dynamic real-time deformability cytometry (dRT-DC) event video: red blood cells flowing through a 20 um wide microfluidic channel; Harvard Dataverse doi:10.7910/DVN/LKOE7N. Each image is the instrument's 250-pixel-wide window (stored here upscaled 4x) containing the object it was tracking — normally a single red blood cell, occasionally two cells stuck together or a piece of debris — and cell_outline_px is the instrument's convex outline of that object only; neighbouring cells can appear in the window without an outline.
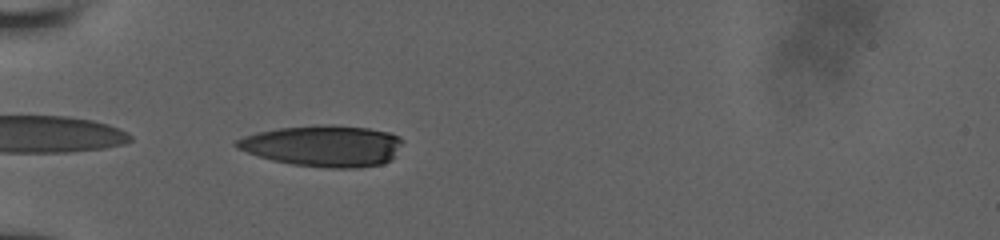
{"species": "human", "species_latin": "Homo sapiens", "temperature_condition": "room temperature", "stored_images_in_passage": 28, "camera_frame_rate_fps": 3000, "um_per_image_px": 0.085, "donor": {"sex": "male"}, "frame": {"image": 1, "passage_image": 2, "time_ms": 0.333, "image_size_px": [1000, 240], "cell_outline_px": [[404, 140], [392, 160], [380, 164], [356, 168], [328, 168], [292, 164], [272, 160], [236, 148], [232, 144], [236, 140], [244, 136], [256, 132], [276, 128], [316, 124], [332, 124], [368, 128], [388, 132], [400, 136]], "centroid_in_image_um": [27.47, 12.38], "position_along_channel_um": 57.5, "area_um2": 40.29}}
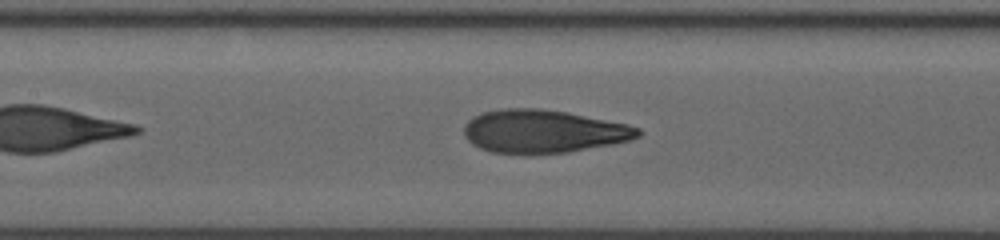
{"frame": {"image": 2, "passage_image": 12, "time_ms": 3.333, "image_size_px": [1000, 240], "cell_outline_px": [[644, 132], [640, 136], [632, 140], [612, 144], [568, 152], [532, 156], [524, 156], [492, 152], [480, 148], [472, 144], [464, 136], [464, 124], [472, 116], [480, 112], [500, 108], [540, 108], [568, 112], [628, 124], [640, 128]], "centroid_in_image_um": [46.16, 11.18], "position_along_channel_um": 161.2, "area_um2": 44.91}}
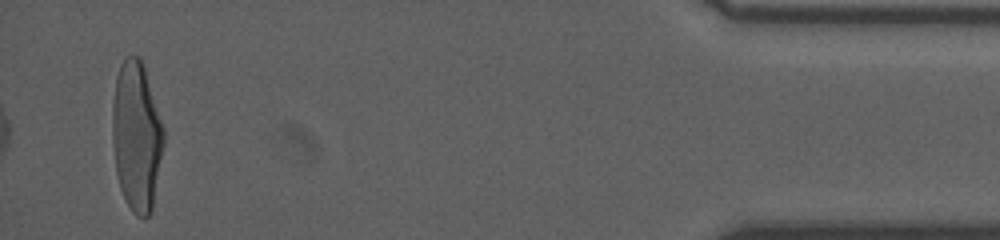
{"frame": {"image": 3, "passage_image": 28, "time_ms": 11.667, "image_size_px": [1000, 240], "cell_outline_px": [[164, 144], [152, 208], [148, 216], [144, 220], [136, 216], [132, 212], [120, 188], [116, 172], [112, 144], [112, 104], [116, 76], [124, 60], [128, 56], [140, 56], [164, 128]], "centroid_in_image_um": [11.6, 11.61], "position_along_channel_um": 423.6, "area_um2": 44.56}}